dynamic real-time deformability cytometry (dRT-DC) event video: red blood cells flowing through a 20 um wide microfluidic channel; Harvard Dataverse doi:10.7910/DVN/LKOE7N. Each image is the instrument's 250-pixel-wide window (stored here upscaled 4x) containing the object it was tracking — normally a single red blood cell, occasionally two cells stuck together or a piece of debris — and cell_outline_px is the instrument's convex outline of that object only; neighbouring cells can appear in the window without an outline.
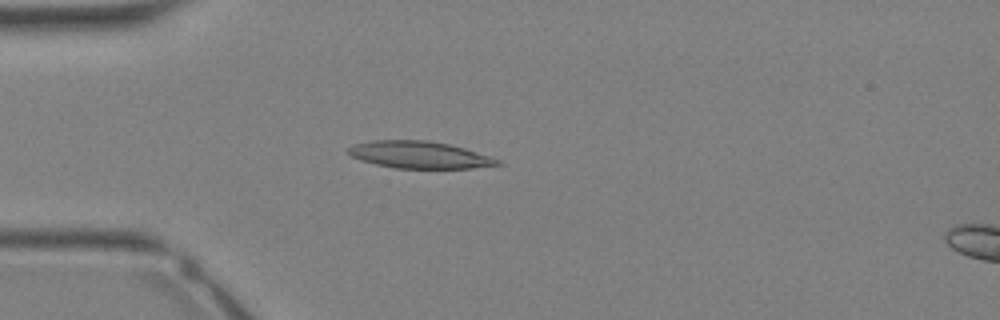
{"species": "Egyptian fruit bat (a non-hibernating species)", "species_latin": "Rousettus aegyptiacus", "temperature_condition": "warm", "stored_images_in_passage": 32, "camera_frame_rate_fps": 3000, "um_per_image_px": 0.085, "animal": {"sex": "female"}, "frame": {"image": 1, "passage_image": 7, "time_ms": 2.0, "image_size_px": [1000, 320], "cell_outline_px": [[504, 164], [472, 168], [396, 168], [376, 164], [360, 160], [344, 152], [344, 148], [352, 144], [372, 140], [428, 140], [448, 144], [464, 148], [492, 156], [500, 160]], "centroid_in_image_um": [35.61, 13.15], "position_along_channel_um": 49.4, "area_um2": 23.81}}
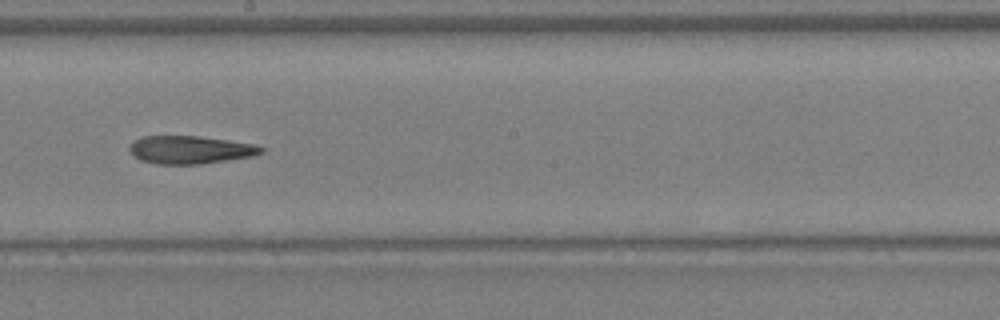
{"frame": {"image": 2, "passage_image": 17, "time_ms": 5.333, "image_size_px": [1000, 320], "cell_outline_px": [[264, 152], [252, 156], [200, 164], [156, 164], [140, 160], [128, 148], [132, 140], [140, 136], [200, 136], [256, 144], [264, 148]], "centroid_in_image_um": [16.16, 12.72], "position_along_channel_um": 232.0, "area_um2": 21.5}}
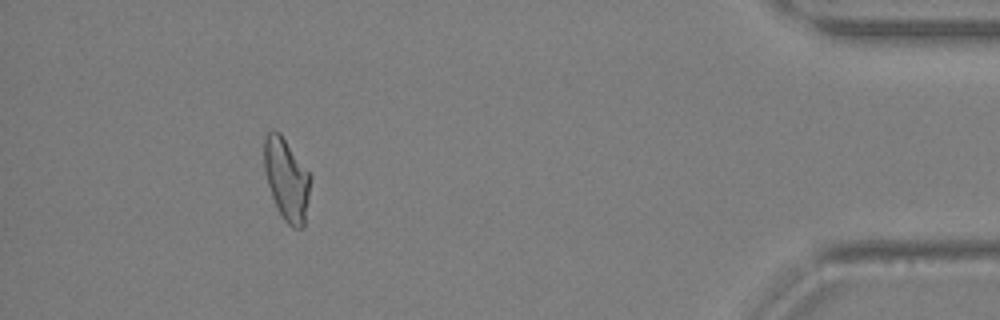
{"frame": {"image": 3, "passage_image": 29, "time_ms": 9.333, "image_size_px": [1000, 320], "cell_outline_px": [[312, 176], [304, 228], [292, 228], [280, 216], [276, 208], [268, 184], [264, 168], [264, 136], [272, 128], [280, 132]], "centroid_in_image_um": [24.36, 15.25], "position_along_channel_um": 410.8, "area_um2": 22.48}}